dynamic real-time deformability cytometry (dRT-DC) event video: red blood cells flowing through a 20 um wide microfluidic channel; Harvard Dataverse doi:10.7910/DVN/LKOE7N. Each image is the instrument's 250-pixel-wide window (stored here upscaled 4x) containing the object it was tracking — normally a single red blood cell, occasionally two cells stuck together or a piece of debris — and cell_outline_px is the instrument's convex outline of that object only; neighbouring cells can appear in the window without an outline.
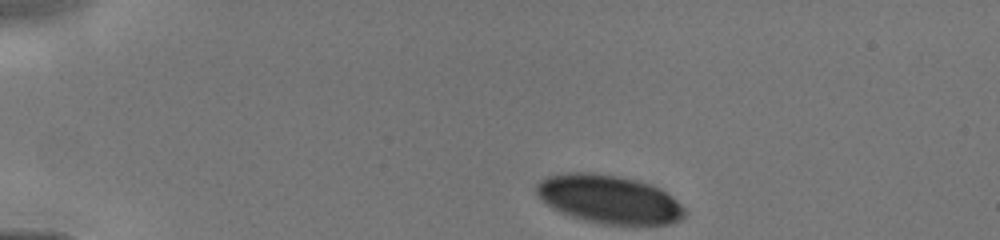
{"species": "human", "species_latin": "Homo sapiens", "temperature_condition": "cold", "stored_images_in_passage": 3, "camera_frame_rate_fps": 3000, "um_per_image_px": 0.085, "donor": {"sex": "male"}, "frame": {"image": 1, "passage_image": 1, "time_ms": 0.0, "image_size_px": [1000, 240], "cell_outline_px": [[688, 212], [680, 220], [668, 224], [604, 224], [584, 220], [560, 212], [552, 208], [540, 200], [536, 192], [536, 184], [540, 180], [548, 176], [564, 172], [588, 172], [620, 176], [636, 180], [660, 188], [672, 196]], "centroid_in_image_um": [51.74, 16.93], "position_along_channel_um": 33.3, "area_um2": 41.91}}
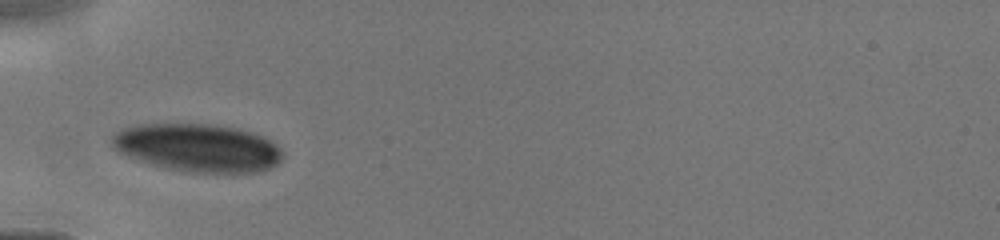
{"frame": {"image": 2, "passage_image": 3, "time_ms": 2.333, "image_size_px": [1000, 240], "cell_outline_px": [[284, 156], [276, 164], [260, 172], [192, 172], [168, 168], [148, 164], [128, 156], [112, 148], [112, 136], [116, 132], [124, 128], [136, 124], [216, 124], [240, 128], [264, 136], [272, 140], [284, 152]], "centroid_in_image_um": [16.84, 12.54], "position_along_channel_um": 68.2, "area_um2": 47.97}}